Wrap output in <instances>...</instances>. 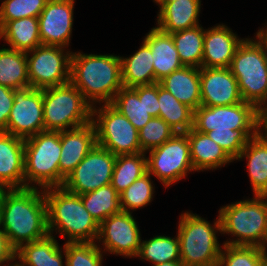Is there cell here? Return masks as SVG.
Instances as JSON below:
<instances>
[{"instance_id":"obj_46","label":"cell","mask_w":267,"mask_h":266,"mask_svg":"<svg viewBox=\"0 0 267 266\" xmlns=\"http://www.w3.org/2000/svg\"><path fill=\"white\" fill-rule=\"evenodd\" d=\"M9 190L10 188L8 186L0 183V221H1V214L3 210L5 196L9 192Z\"/></svg>"},{"instance_id":"obj_48","label":"cell","mask_w":267,"mask_h":266,"mask_svg":"<svg viewBox=\"0 0 267 266\" xmlns=\"http://www.w3.org/2000/svg\"><path fill=\"white\" fill-rule=\"evenodd\" d=\"M261 266H267V254L266 253L263 255Z\"/></svg>"},{"instance_id":"obj_41","label":"cell","mask_w":267,"mask_h":266,"mask_svg":"<svg viewBox=\"0 0 267 266\" xmlns=\"http://www.w3.org/2000/svg\"><path fill=\"white\" fill-rule=\"evenodd\" d=\"M14 89L0 85V131L7 129L8 118L14 102Z\"/></svg>"},{"instance_id":"obj_23","label":"cell","mask_w":267,"mask_h":266,"mask_svg":"<svg viewBox=\"0 0 267 266\" xmlns=\"http://www.w3.org/2000/svg\"><path fill=\"white\" fill-rule=\"evenodd\" d=\"M190 144V157L196 172L217 170L233 163V159L207 134L193 127L187 132ZM225 165V166H224Z\"/></svg>"},{"instance_id":"obj_35","label":"cell","mask_w":267,"mask_h":266,"mask_svg":"<svg viewBox=\"0 0 267 266\" xmlns=\"http://www.w3.org/2000/svg\"><path fill=\"white\" fill-rule=\"evenodd\" d=\"M147 155L144 152L116 157L111 185L120 194L136 179L147 173Z\"/></svg>"},{"instance_id":"obj_40","label":"cell","mask_w":267,"mask_h":266,"mask_svg":"<svg viewBox=\"0 0 267 266\" xmlns=\"http://www.w3.org/2000/svg\"><path fill=\"white\" fill-rule=\"evenodd\" d=\"M48 0H2L0 28L7 22L20 18H38Z\"/></svg>"},{"instance_id":"obj_50","label":"cell","mask_w":267,"mask_h":266,"mask_svg":"<svg viewBox=\"0 0 267 266\" xmlns=\"http://www.w3.org/2000/svg\"><path fill=\"white\" fill-rule=\"evenodd\" d=\"M177 0H156L155 2H174Z\"/></svg>"},{"instance_id":"obj_38","label":"cell","mask_w":267,"mask_h":266,"mask_svg":"<svg viewBox=\"0 0 267 266\" xmlns=\"http://www.w3.org/2000/svg\"><path fill=\"white\" fill-rule=\"evenodd\" d=\"M66 266H103L104 252L96 242L64 244Z\"/></svg>"},{"instance_id":"obj_47","label":"cell","mask_w":267,"mask_h":266,"mask_svg":"<svg viewBox=\"0 0 267 266\" xmlns=\"http://www.w3.org/2000/svg\"><path fill=\"white\" fill-rule=\"evenodd\" d=\"M152 266H183V263L181 261H171V262H164L157 265Z\"/></svg>"},{"instance_id":"obj_11","label":"cell","mask_w":267,"mask_h":266,"mask_svg":"<svg viewBox=\"0 0 267 266\" xmlns=\"http://www.w3.org/2000/svg\"><path fill=\"white\" fill-rule=\"evenodd\" d=\"M147 172L155 176L165 188L195 172L190 157L187 133H176L161 146L148 152Z\"/></svg>"},{"instance_id":"obj_30","label":"cell","mask_w":267,"mask_h":266,"mask_svg":"<svg viewBox=\"0 0 267 266\" xmlns=\"http://www.w3.org/2000/svg\"><path fill=\"white\" fill-rule=\"evenodd\" d=\"M0 85L14 90L30 86L26 52L0 48Z\"/></svg>"},{"instance_id":"obj_8","label":"cell","mask_w":267,"mask_h":266,"mask_svg":"<svg viewBox=\"0 0 267 266\" xmlns=\"http://www.w3.org/2000/svg\"><path fill=\"white\" fill-rule=\"evenodd\" d=\"M60 155V132L43 131L25 139V188L59 187Z\"/></svg>"},{"instance_id":"obj_21","label":"cell","mask_w":267,"mask_h":266,"mask_svg":"<svg viewBox=\"0 0 267 266\" xmlns=\"http://www.w3.org/2000/svg\"><path fill=\"white\" fill-rule=\"evenodd\" d=\"M158 5L156 27L172 34L200 25L201 0L154 2Z\"/></svg>"},{"instance_id":"obj_15","label":"cell","mask_w":267,"mask_h":266,"mask_svg":"<svg viewBox=\"0 0 267 266\" xmlns=\"http://www.w3.org/2000/svg\"><path fill=\"white\" fill-rule=\"evenodd\" d=\"M14 102L5 133L27 139L44 131L43 90L31 86L13 91Z\"/></svg>"},{"instance_id":"obj_25","label":"cell","mask_w":267,"mask_h":266,"mask_svg":"<svg viewBox=\"0 0 267 266\" xmlns=\"http://www.w3.org/2000/svg\"><path fill=\"white\" fill-rule=\"evenodd\" d=\"M55 235L23 244L16 250V260L21 266H66L65 248ZM64 260V262H63Z\"/></svg>"},{"instance_id":"obj_36","label":"cell","mask_w":267,"mask_h":266,"mask_svg":"<svg viewBox=\"0 0 267 266\" xmlns=\"http://www.w3.org/2000/svg\"><path fill=\"white\" fill-rule=\"evenodd\" d=\"M151 177L152 175L147 172L119 194L123 212L132 213L153 201L155 186Z\"/></svg>"},{"instance_id":"obj_49","label":"cell","mask_w":267,"mask_h":266,"mask_svg":"<svg viewBox=\"0 0 267 266\" xmlns=\"http://www.w3.org/2000/svg\"><path fill=\"white\" fill-rule=\"evenodd\" d=\"M7 266H21V265L18 263L17 260H15V262H13V263H11V264H9Z\"/></svg>"},{"instance_id":"obj_7","label":"cell","mask_w":267,"mask_h":266,"mask_svg":"<svg viewBox=\"0 0 267 266\" xmlns=\"http://www.w3.org/2000/svg\"><path fill=\"white\" fill-rule=\"evenodd\" d=\"M230 70L244 102L259 111L267 105V52L254 38H244L237 47Z\"/></svg>"},{"instance_id":"obj_29","label":"cell","mask_w":267,"mask_h":266,"mask_svg":"<svg viewBox=\"0 0 267 266\" xmlns=\"http://www.w3.org/2000/svg\"><path fill=\"white\" fill-rule=\"evenodd\" d=\"M139 131L152 116L145 106V85L134 88L122 87L111 103Z\"/></svg>"},{"instance_id":"obj_39","label":"cell","mask_w":267,"mask_h":266,"mask_svg":"<svg viewBox=\"0 0 267 266\" xmlns=\"http://www.w3.org/2000/svg\"><path fill=\"white\" fill-rule=\"evenodd\" d=\"M141 152H148L161 146L172 138L176 131L160 117H152L149 122L138 131Z\"/></svg>"},{"instance_id":"obj_4","label":"cell","mask_w":267,"mask_h":266,"mask_svg":"<svg viewBox=\"0 0 267 266\" xmlns=\"http://www.w3.org/2000/svg\"><path fill=\"white\" fill-rule=\"evenodd\" d=\"M50 235L60 234L67 243L96 242L99 224L85 209L80 195L61 187L44 189Z\"/></svg>"},{"instance_id":"obj_42","label":"cell","mask_w":267,"mask_h":266,"mask_svg":"<svg viewBox=\"0 0 267 266\" xmlns=\"http://www.w3.org/2000/svg\"><path fill=\"white\" fill-rule=\"evenodd\" d=\"M145 106L152 117H159L158 83L145 85Z\"/></svg>"},{"instance_id":"obj_37","label":"cell","mask_w":267,"mask_h":266,"mask_svg":"<svg viewBox=\"0 0 267 266\" xmlns=\"http://www.w3.org/2000/svg\"><path fill=\"white\" fill-rule=\"evenodd\" d=\"M265 249L223 244L218 266H261Z\"/></svg>"},{"instance_id":"obj_44","label":"cell","mask_w":267,"mask_h":266,"mask_svg":"<svg viewBox=\"0 0 267 266\" xmlns=\"http://www.w3.org/2000/svg\"><path fill=\"white\" fill-rule=\"evenodd\" d=\"M265 25L263 24L264 27L262 26V28L258 29L254 36L262 44L264 50L267 52V22L265 23Z\"/></svg>"},{"instance_id":"obj_31","label":"cell","mask_w":267,"mask_h":266,"mask_svg":"<svg viewBox=\"0 0 267 266\" xmlns=\"http://www.w3.org/2000/svg\"><path fill=\"white\" fill-rule=\"evenodd\" d=\"M159 117L176 133H187L193 127L194 111L178 101L158 83Z\"/></svg>"},{"instance_id":"obj_34","label":"cell","mask_w":267,"mask_h":266,"mask_svg":"<svg viewBox=\"0 0 267 266\" xmlns=\"http://www.w3.org/2000/svg\"><path fill=\"white\" fill-rule=\"evenodd\" d=\"M136 258L148 261L152 265L164 262L180 261V242L174 237L156 235L148 240H141Z\"/></svg>"},{"instance_id":"obj_18","label":"cell","mask_w":267,"mask_h":266,"mask_svg":"<svg viewBox=\"0 0 267 266\" xmlns=\"http://www.w3.org/2000/svg\"><path fill=\"white\" fill-rule=\"evenodd\" d=\"M61 155L59 159V187L75 167L92 150L96 131L92 122L71 130L60 131Z\"/></svg>"},{"instance_id":"obj_20","label":"cell","mask_w":267,"mask_h":266,"mask_svg":"<svg viewBox=\"0 0 267 266\" xmlns=\"http://www.w3.org/2000/svg\"><path fill=\"white\" fill-rule=\"evenodd\" d=\"M0 183L10 189L25 188L24 139L0 131Z\"/></svg>"},{"instance_id":"obj_28","label":"cell","mask_w":267,"mask_h":266,"mask_svg":"<svg viewBox=\"0 0 267 266\" xmlns=\"http://www.w3.org/2000/svg\"><path fill=\"white\" fill-rule=\"evenodd\" d=\"M0 40L7 48L29 52L42 45L39 32V20L34 17L7 21L0 28Z\"/></svg>"},{"instance_id":"obj_19","label":"cell","mask_w":267,"mask_h":266,"mask_svg":"<svg viewBox=\"0 0 267 266\" xmlns=\"http://www.w3.org/2000/svg\"><path fill=\"white\" fill-rule=\"evenodd\" d=\"M243 40L224 23L205 29L201 67L229 68Z\"/></svg>"},{"instance_id":"obj_1","label":"cell","mask_w":267,"mask_h":266,"mask_svg":"<svg viewBox=\"0 0 267 266\" xmlns=\"http://www.w3.org/2000/svg\"><path fill=\"white\" fill-rule=\"evenodd\" d=\"M193 128L207 134L235 160L249 140L261 131L260 111L247 102L194 111Z\"/></svg>"},{"instance_id":"obj_16","label":"cell","mask_w":267,"mask_h":266,"mask_svg":"<svg viewBox=\"0 0 267 266\" xmlns=\"http://www.w3.org/2000/svg\"><path fill=\"white\" fill-rule=\"evenodd\" d=\"M75 0H48L38 16L42 45L69 48Z\"/></svg>"},{"instance_id":"obj_14","label":"cell","mask_w":267,"mask_h":266,"mask_svg":"<svg viewBox=\"0 0 267 266\" xmlns=\"http://www.w3.org/2000/svg\"><path fill=\"white\" fill-rule=\"evenodd\" d=\"M141 240L136 219L132 213L122 211L106 218L99 225L96 243L105 254L134 258L139 251Z\"/></svg>"},{"instance_id":"obj_13","label":"cell","mask_w":267,"mask_h":266,"mask_svg":"<svg viewBox=\"0 0 267 266\" xmlns=\"http://www.w3.org/2000/svg\"><path fill=\"white\" fill-rule=\"evenodd\" d=\"M116 157L96 144L65 178L62 187L73 194L81 195L110 184Z\"/></svg>"},{"instance_id":"obj_51","label":"cell","mask_w":267,"mask_h":266,"mask_svg":"<svg viewBox=\"0 0 267 266\" xmlns=\"http://www.w3.org/2000/svg\"><path fill=\"white\" fill-rule=\"evenodd\" d=\"M264 249H265V253L267 254V244H266V247Z\"/></svg>"},{"instance_id":"obj_5","label":"cell","mask_w":267,"mask_h":266,"mask_svg":"<svg viewBox=\"0 0 267 266\" xmlns=\"http://www.w3.org/2000/svg\"><path fill=\"white\" fill-rule=\"evenodd\" d=\"M218 212L221 219V235L232 236V239H227L223 244L266 247V196L254 195L253 198L232 202L220 207Z\"/></svg>"},{"instance_id":"obj_32","label":"cell","mask_w":267,"mask_h":266,"mask_svg":"<svg viewBox=\"0 0 267 266\" xmlns=\"http://www.w3.org/2000/svg\"><path fill=\"white\" fill-rule=\"evenodd\" d=\"M80 197L85 209L99 225L111 215L122 212L119 193L111 184L83 193Z\"/></svg>"},{"instance_id":"obj_17","label":"cell","mask_w":267,"mask_h":266,"mask_svg":"<svg viewBox=\"0 0 267 266\" xmlns=\"http://www.w3.org/2000/svg\"><path fill=\"white\" fill-rule=\"evenodd\" d=\"M201 105H235L243 102L236 78L230 68H200Z\"/></svg>"},{"instance_id":"obj_33","label":"cell","mask_w":267,"mask_h":266,"mask_svg":"<svg viewBox=\"0 0 267 266\" xmlns=\"http://www.w3.org/2000/svg\"><path fill=\"white\" fill-rule=\"evenodd\" d=\"M204 34L201 24L171 34L183 66L201 68Z\"/></svg>"},{"instance_id":"obj_3","label":"cell","mask_w":267,"mask_h":266,"mask_svg":"<svg viewBox=\"0 0 267 266\" xmlns=\"http://www.w3.org/2000/svg\"><path fill=\"white\" fill-rule=\"evenodd\" d=\"M70 82L92 107L112 103L123 87L120 55L72 52Z\"/></svg>"},{"instance_id":"obj_22","label":"cell","mask_w":267,"mask_h":266,"mask_svg":"<svg viewBox=\"0 0 267 266\" xmlns=\"http://www.w3.org/2000/svg\"><path fill=\"white\" fill-rule=\"evenodd\" d=\"M143 40L151 49L155 83L183 67L171 34L155 26L145 34Z\"/></svg>"},{"instance_id":"obj_43","label":"cell","mask_w":267,"mask_h":266,"mask_svg":"<svg viewBox=\"0 0 267 266\" xmlns=\"http://www.w3.org/2000/svg\"><path fill=\"white\" fill-rule=\"evenodd\" d=\"M16 260V250L11 246L8 237L0 229V266H7Z\"/></svg>"},{"instance_id":"obj_10","label":"cell","mask_w":267,"mask_h":266,"mask_svg":"<svg viewBox=\"0 0 267 266\" xmlns=\"http://www.w3.org/2000/svg\"><path fill=\"white\" fill-rule=\"evenodd\" d=\"M97 145L115 156L141 152L138 130L111 103L92 107Z\"/></svg>"},{"instance_id":"obj_12","label":"cell","mask_w":267,"mask_h":266,"mask_svg":"<svg viewBox=\"0 0 267 266\" xmlns=\"http://www.w3.org/2000/svg\"><path fill=\"white\" fill-rule=\"evenodd\" d=\"M30 86L46 89L70 82L72 51L61 46L40 45L26 53Z\"/></svg>"},{"instance_id":"obj_2","label":"cell","mask_w":267,"mask_h":266,"mask_svg":"<svg viewBox=\"0 0 267 266\" xmlns=\"http://www.w3.org/2000/svg\"><path fill=\"white\" fill-rule=\"evenodd\" d=\"M0 229L15 250L46 237L49 232L44 190L10 189L5 196Z\"/></svg>"},{"instance_id":"obj_26","label":"cell","mask_w":267,"mask_h":266,"mask_svg":"<svg viewBox=\"0 0 267 266\" xmlns=\"http://www.w3.org/2000/svg\"><path fill=\"white\" fill-rule=\"evenodd\" d=\"M158 83L193 111L201 106L200 68L183 66Z\"/></svg>"},{"instance_id":"obj_24","label":"cell","mask_w":267,"mask_h":266,"mask_svg":"<svg viewBox=\"0 0 267 266\" xmlns=\"http://www.w3.org/2000/svg\"><path fill=\"white\" fill-rule=\"evenodd\" d=\"M246 158L247 169L253 195L267 194V136L261 131L244 146L239 156L234 160Z\"/></svg>"},{"instance_id":"obj_45","label":"cell","mask_w":267,"mask_h":266,"mask_svg":"<svg viewBox=\"0 0 267 266\" xmlns=\"http://www.w3.org/2000/svg\"><path fill=\"white\" fill-rule=\"evenodd\" d=\"M261 132L267 136V105L260 111Z\"/></svg>"},{"instance_id":"obj_9","label":"cell","mask_w":267,"mask_h":266,"mask_svg":"<svg viewBox=\"0 0 267 266\" xmlns=\"http://www.w3.org/2000/svg\"><path fill=\"white\" fill-rule=\"evenodd\" d=\"M44 131L60 132L91 122L92 106L71 83L43 89Z\"/></svg>"},{"instance_id":"obj_6","label":"cell","mask_w":267,"mask_h":266,"mask_svg":"<svg viewBox=\"0 0 267 266\" xmlns=\"http://www.w3.org/2000/svg\"><path fill=\"white\" fill-rule=\"evenodd\" d=\"M179 217L176 234L183 266H218L223 247L217 236L222 232L219 213L213 224L192 211Z\"/></svg>"},{"instance_id":"obj_27","label":"cell","mask_w":267,"mask_h":266,"mask_svg":"<svg viewBox=\"0 0 267 266\" xmlns=\"http://www.w3.org/2000/svg\"><path fill=\"white\" fill-rule=\"evenodd\" d=\"M120 58L123 87L134 88L155 83L151 49L144 40L134 54Z\"/></svg>"}]
</instances>
